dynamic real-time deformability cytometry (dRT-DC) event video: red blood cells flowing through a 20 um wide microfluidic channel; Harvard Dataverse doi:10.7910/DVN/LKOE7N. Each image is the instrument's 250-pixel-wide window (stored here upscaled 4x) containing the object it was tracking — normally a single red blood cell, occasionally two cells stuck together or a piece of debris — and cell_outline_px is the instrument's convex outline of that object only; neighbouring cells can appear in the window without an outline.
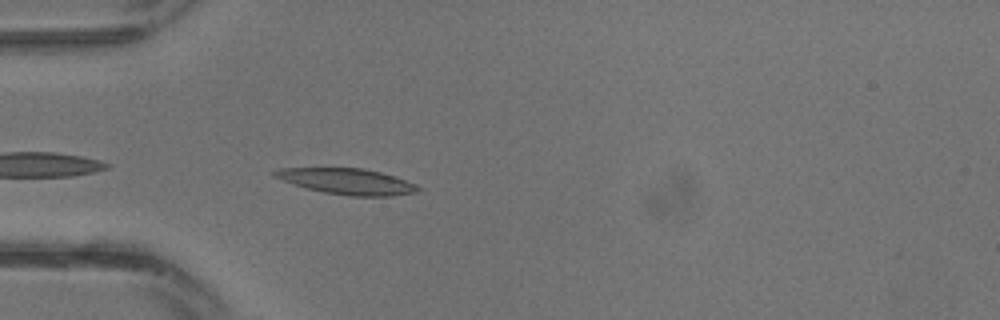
{"species": "common noctule bat (a hibernating species)", "species_latin": "Nyctalus noctula", "temperature_condition": "warm", "stored_images_in_passage": 9, "camera_frame_rate_fps": 3000, "um_per_image_px": 0.085, "animal": {"sex": "male", "body_mass_g": 13.3}, "frame": {"image": 1, "passage_image": 3, "time_ms": 0.667, "image_size_px": [1000, 320], "cell_outline_px": [[420, 188], [416, 192], [392, 196], [352, 196], [324, 192], [308, 188], [272, 176], [272, 172], [280, 168], [364, 168], [396, 176], [416, 184]], "centroid_in_image_um": [29.55, 15.41], "position_along_channel_um": 55.5, "area_um2": 21.39}}
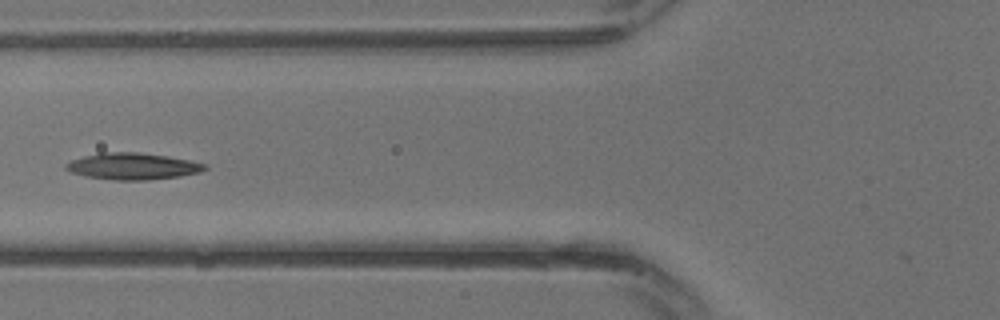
{"frame": {"image": 2, "passage_image": 6, "time_ms": 1.667, "image_size_px": [1000, 320], "cell_outline_px": [[208, 168], [200, 172], [180, 176], [148, 180], [116, 180], [84, 176], [72, 172], [64, 168], [64, 164], [72, 160], [84, 156], [100, 152], [136, 152], [168, 156], [188, 160], [204, 164]], "centroid_in_image_um": [11.25, 14.13], "position_along_channel_um": 114.6, "area_um2": 21.44}}
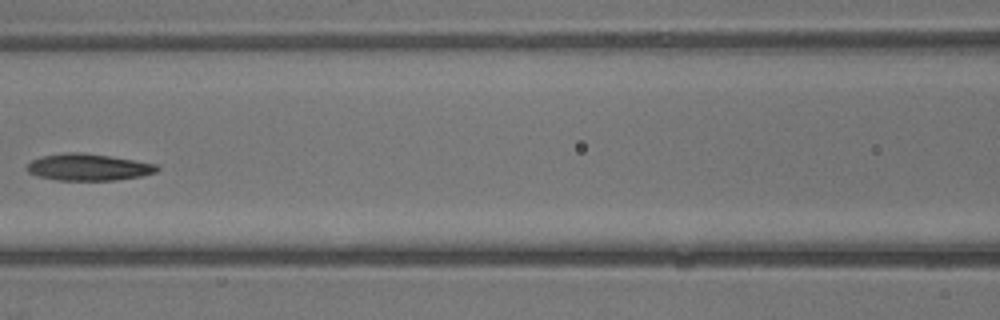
{"frame": {"image": 3, "passage_image": 8, "time_ms": 2.333, "image_size_px": [1000, 320], "cell_outline_px": [[160, 168], [156, 172], [140, 176], [116, 180], [56, 180], [40, 176], [28, 172], [24, 168], [32, 160], [44, 156], [68, 152], [80, 152], [108, 156], [160, 164]], "centroid_in_image_um": [7.54, 14.21], "position_along_channel_um": 159.1, "area_um2": 20.17}}